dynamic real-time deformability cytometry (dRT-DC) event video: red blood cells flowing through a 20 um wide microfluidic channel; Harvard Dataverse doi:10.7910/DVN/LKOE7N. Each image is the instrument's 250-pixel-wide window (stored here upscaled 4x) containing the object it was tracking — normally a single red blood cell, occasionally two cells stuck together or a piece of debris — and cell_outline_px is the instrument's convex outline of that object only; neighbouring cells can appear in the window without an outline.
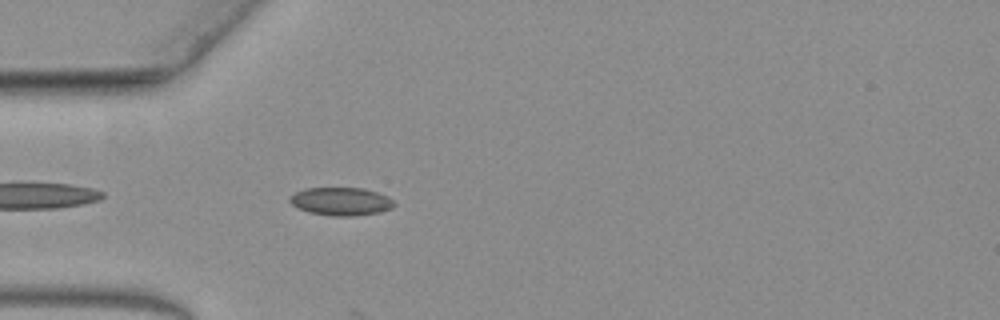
{"species": "common noctule bat (a hibernating species)", "species_latin": "Nyctalus noctula", "temperature_condition": "warm", "stored_images_in_passage": 6, "camera_frame_rate_fps": 3000, "um_per_image_px": 0.085, "animal": {"sex": "female", "body_mass_g": 19.3, "forearm_length_mm": 54.1}, "frame": {"image": 1, "passage_image": 3, "time_ms": 0.667, "image_size_px": [1000, 320], "cell_outline_px": [[396, 204], [392, 208], [380, 212], [352, 216], [332, 216], [308, 212], [296, 208], [288, 200], [288, 196], [304, 188], [364, 188], [388, 196]], "centroid_in_image_um": [28.95, 17.12], "position_along_channel_um": 56.0, "area_um2": 17.22}}